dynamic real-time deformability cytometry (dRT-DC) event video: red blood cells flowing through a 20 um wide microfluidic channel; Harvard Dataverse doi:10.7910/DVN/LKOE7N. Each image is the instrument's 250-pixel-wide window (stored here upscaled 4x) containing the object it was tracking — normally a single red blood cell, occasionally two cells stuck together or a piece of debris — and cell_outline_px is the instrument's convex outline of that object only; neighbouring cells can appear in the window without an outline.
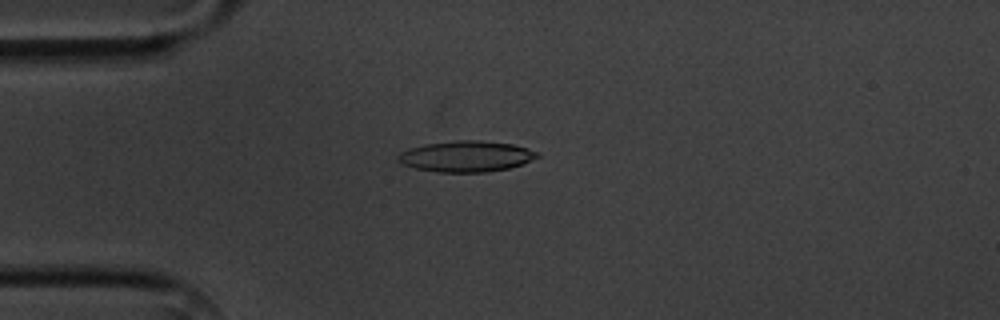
{"species": "common noctule bat (a hibernating species)", "species_latin": "Nyctalus noctula", "temperature_condition": "cold", "stored_images_in_passage": 8, "camera_frame_rate_fps": 3000, "um_per_image_px": 0.085, "animal": {"sex": "male", "body_mass_g": 20.1, "forearm_length_mm": 53.5}, "frame": {"image": 1, "passage_image": 4, "time_ms": 3.333, "image_size_px": [1000, 320], "cell_outline_px": [[540, 156], [520, 164], [508, 168], [484, 172], [440, 172], [416, 168], [404, 164], [396, 160], [396, 156], [400, 152], [408, 148], [424, 144], [456, 140], [476, 140], [512, 144], [528, 148], [540, 152]], "centroid_in_image_um": [39.6, 13.28], "position_along_channel_um": 45.4, "area_um2": 25.03}}
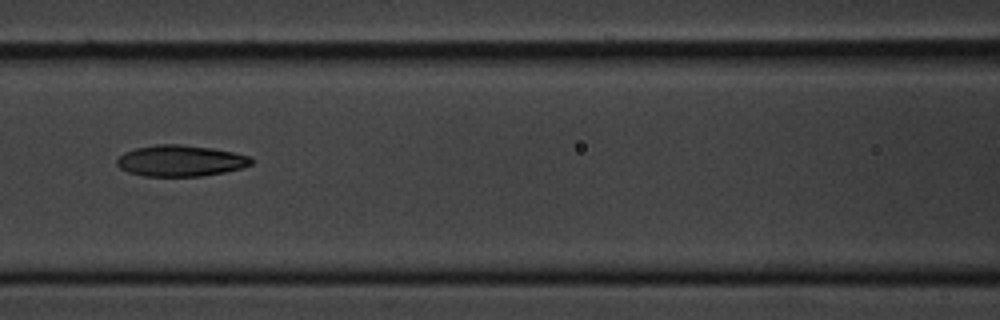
{"frame": {"image": 2, "passage_image": 7, "time_ms": 6.667, "image_size_px": [1000, 320], "cell_outline_px": [[252, 164], [240, 168], [224, 172], [200, 176], [144, 176], [128, 172], [120, 168], [116, 164], [116, 160], [124, 152], [136, 148], [156, 144], [180, 144], [212, 148], [232, 152], [248, 156], [252, 160]], "centroid_in_image_um": [15.3, 13.66], "position_along_channel_um": 151.3, "area_um2": 24.28}}
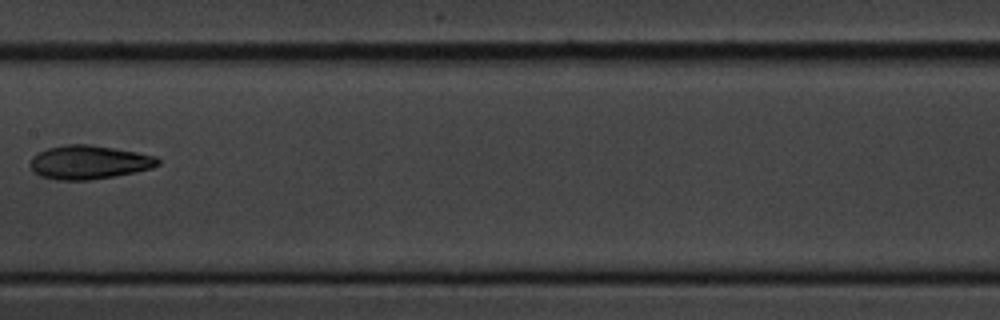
{"frame": {"image": 3, "passage_image": 8, "time_ms": 8.0, "image_size_px": [1000, 320], "cell_outline_px": [[160, 164], [152, 168], [112, 176], [88, 180], [56, 180], [40, 176], [32, 172], [32, 156], [36, 152], [48, 148], [64, 144], [88, 144], [136, 152], [156, 156], [160, 160]], "centroid_in_image_um": [7.53, 13.79], "position_along_channel_um": 199.9, "area_um2": 24.97}}